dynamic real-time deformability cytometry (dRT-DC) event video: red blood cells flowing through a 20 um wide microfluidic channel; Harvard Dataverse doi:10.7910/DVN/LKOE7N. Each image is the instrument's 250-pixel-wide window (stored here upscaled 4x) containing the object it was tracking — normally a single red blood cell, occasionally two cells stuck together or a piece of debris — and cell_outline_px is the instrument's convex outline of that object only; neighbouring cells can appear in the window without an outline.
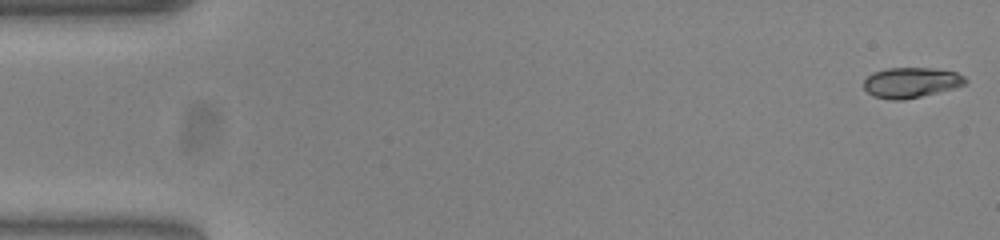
{"species": "common noctule bat (a hibernating species)", "species_latin": "Nyctalus noctula", "temperature_condition": "warm", "stored_images_in_passage": 53, "camera_frame_rate_fps": 3000, "um_per_image_px": 0.085, "animal": {"sex": "female", "body_mass_g": 23.0, "forearm_length_mm": 53.4}, "frame": {"image": 1, "passage_image": 1, "time_ms": 0.0, "image_size_px": [1000, 240], "cell_outline_px": [[968, 80], [964, 84], [956, 88], [904, 100], [892, 100], [872, 96], [864, 88], [864, 80], [872, 72], [888, 68], [932, 68], [956, 72], [964, 76]], "centroid_in_image_um": [77.44, 7.02], "position_along_channel_um": 7.6, "area_um2": 18.03}}
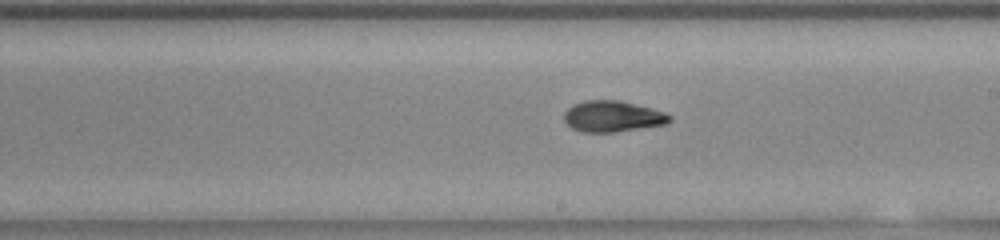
{"frame": {"image": 2, "passage_image": 30, "time_ms": 9.667, "image_size_px": [1000, 240], "cell_outline_px": [[672, 120], [668, 124], [612, 132], [584, 132], [572, 128], [564, 120], [564, 112], [572, 104], [584, 100], [620, 100], [652, 108], [664, 112], [672, 116]], "centroid_in_image_um": [52.08, 9.88], "position_along_channel_um": 236.9, "area_um2": 19.19}}
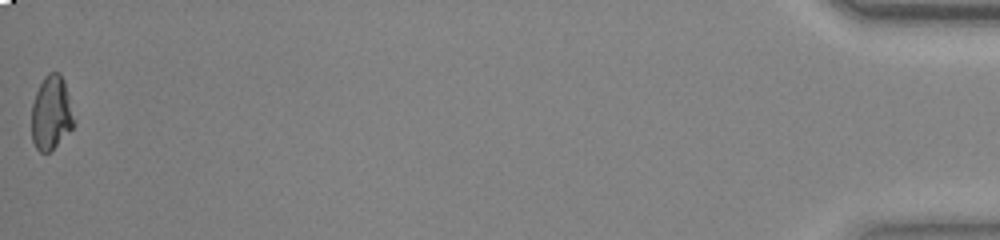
{"frame": {"image": 3, "passage_image": 53, "time_ms": 17.333, "image_size_px": [1000, 240], "cell_outline_px": [[76, 124], [48, 152], [40, 152], [36, 148], [32, 140], [32, 104], [36, 92], [44, 76], [48, 72], [60, 72], [64, 80], [76, 120]], "centroid_in_image_um": [4.37, 9.56], "position_along_channel_um": 430.8, "area_um2": 18.26}, "authors_computed_cell_mechanics": {"area_um2": 18.6694, "velocity_mm_per_s": 3.8651, "shape_relaxation_time_tau1_ms": 3.9769, "shape_relaxation_time_tau2_ms": 1.5052, "deformation_change_tau1": 0.1822, "deformation_change_tau2": 0.066}}